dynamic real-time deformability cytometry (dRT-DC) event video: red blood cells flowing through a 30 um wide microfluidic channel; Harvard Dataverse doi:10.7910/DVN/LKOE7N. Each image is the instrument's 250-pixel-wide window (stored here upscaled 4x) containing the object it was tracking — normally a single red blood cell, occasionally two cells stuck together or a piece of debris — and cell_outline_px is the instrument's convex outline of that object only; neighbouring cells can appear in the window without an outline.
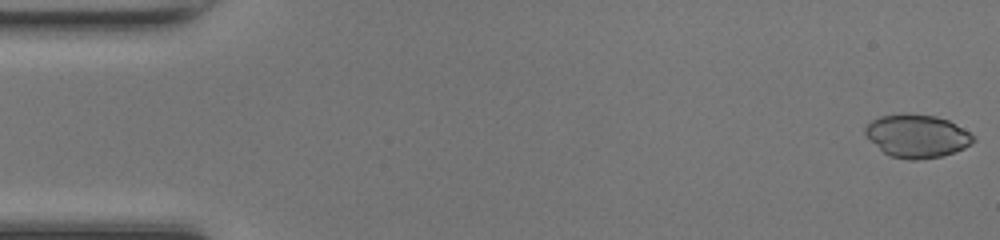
{"species": "common noctule bat (a hibernating species)", "species_latin": "Nyctalus noctula", "temperature_condition": "room temperature", "stored_images_in_passage": 4, "camera_frame_rate_fps": 3000, "um_per_image_px": 0.085, "animal": {"sex": "female", "body_mass_g": 17.0, "forearm_length_mm": 48.0}, "frame": {"image": 1, "passage_image": 1, "time_ms": 0.0, "image_size_px": [1000, 240], "cell_outline_px": [[976, 140], [964, 148], [940, 156], [916, 160], [908, 160], [892, 156], [884, 152], [864, 132], [864, 128], [872, 120], [880, 116], [904, 112], [936, 116], [948, 120], [968, 132]], "centroid_in_image_um": [77.93, 11.54], "position_along_channel_um": 7.1, "area_um2": 26.76}}